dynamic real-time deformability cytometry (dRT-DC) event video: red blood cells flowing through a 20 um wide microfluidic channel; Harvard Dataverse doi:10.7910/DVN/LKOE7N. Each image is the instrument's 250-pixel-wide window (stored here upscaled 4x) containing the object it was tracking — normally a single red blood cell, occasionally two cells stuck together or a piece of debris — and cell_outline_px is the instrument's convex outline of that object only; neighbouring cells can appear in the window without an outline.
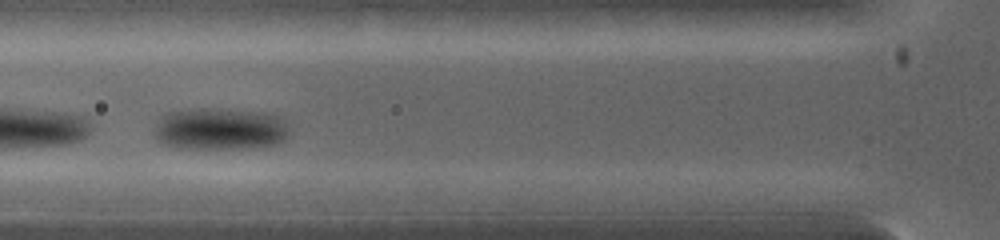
{"species": "common noctule bat (a hibernating species)", "species_latin": "Nyctalus noctula", "temperature_condition": "warm", "stored_images_in_passage": 4, "camera_frame_rate_fps": 5000, "um_per_image_px": 0.085, "animal": {"sex": "female", "body_mass_g": 19.0, "forearm_length_mm": 53.3}, "frame": {"image": 1, "passage_image": 2, "time_ms": 0.6, "image_size_px": [1000, 240], "cell_outline_px": [[288, 132], [284, 140], [276, 144], [240, 148], [172, 148], [160, 144], [156, 140], [152, 132], [152, 128], [156, 120], [164, 112], [188, 108], [216, 108], [268, 112], [280, 116], [284, 120], [288, 128]], "centroid_in_image_um": [18.58, 10.93], "position_along_channel_um": 107.2, "area_um2": 34.1}}